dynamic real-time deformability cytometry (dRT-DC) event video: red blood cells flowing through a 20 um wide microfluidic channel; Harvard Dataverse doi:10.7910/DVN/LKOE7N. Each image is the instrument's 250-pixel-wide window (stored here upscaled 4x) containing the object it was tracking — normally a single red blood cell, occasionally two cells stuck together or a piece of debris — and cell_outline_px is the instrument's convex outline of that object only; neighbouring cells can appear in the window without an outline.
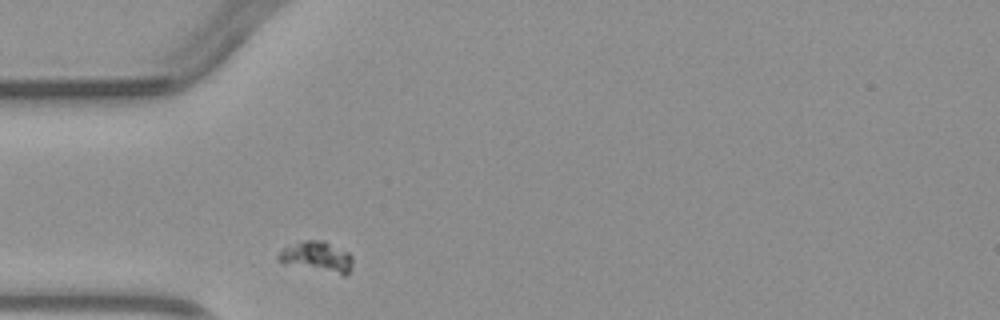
{"species": "common noctule bat (a hibernating species)", "species_latin": "Nyctalus noctula", "temperature_condition": "warm", "stored_images_in_passage": 1, "camera_frame_rate_fps": 3000, "um_per_image_px": 0.085, "animal": {"sex": "male", "body_mass_g": 23.1, "forearm_length_mm": 52.7}, "frame": {"image": 1, "passage_image": 1, "time_ms": 0.0, "image_size_px": [1000, 320], "cell_outline_px": [[352, 264], [348, 276], [344, 276], [276, 260], [276, 256], [284, 248], [304, 240], [324, 240], [348, 252], [352, 256]], "centroid_in_image_um": [27.02, 21.82], "position_along_channel_um": 58.0, "area_um2": 12.95}}